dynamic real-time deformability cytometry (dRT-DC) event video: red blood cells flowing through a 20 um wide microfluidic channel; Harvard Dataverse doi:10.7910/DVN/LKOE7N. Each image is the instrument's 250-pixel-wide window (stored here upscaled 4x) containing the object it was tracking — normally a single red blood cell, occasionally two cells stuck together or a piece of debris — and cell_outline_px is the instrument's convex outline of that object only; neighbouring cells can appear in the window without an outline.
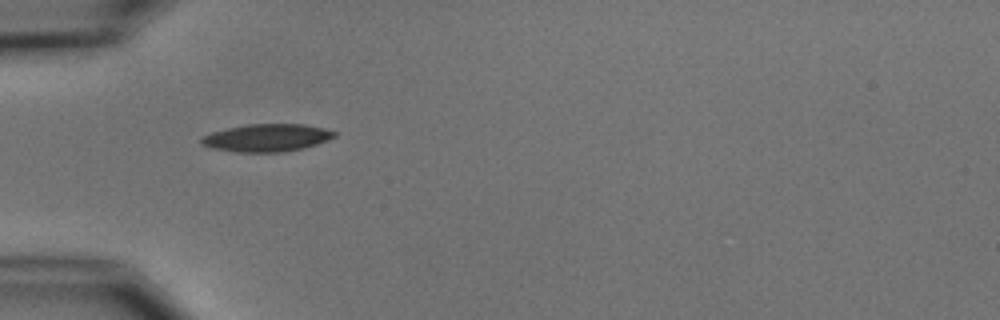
{"species": "common noctule bat (a hibernating species)", "species_latin": "Nyctalus noctula", "temperature_condition": "cold", "stored_images_in_passage": 2, "camera_frame_rate_fps": 3000, "um_per_image_px": 0.085, "animal": {"sex": "male", "body_mass_g": 15.6}, "frame": {"image": 1, "passage_image": 1, "time_ms": 0.0, "image_size_px": [1000, 320], "cell_outline_px": [[336, 136], [316, 144], [304, 148], [284, 152], [236, 152], [212, 148], [200, 144], [200, 136], [212, 132], [228, 128], [248, 124], [304, 124], [336, 132]], "centroid_in_image_um": [22.62, 11.72], "position_along_channel_um": 62.4, "area_um2": 21.33}}